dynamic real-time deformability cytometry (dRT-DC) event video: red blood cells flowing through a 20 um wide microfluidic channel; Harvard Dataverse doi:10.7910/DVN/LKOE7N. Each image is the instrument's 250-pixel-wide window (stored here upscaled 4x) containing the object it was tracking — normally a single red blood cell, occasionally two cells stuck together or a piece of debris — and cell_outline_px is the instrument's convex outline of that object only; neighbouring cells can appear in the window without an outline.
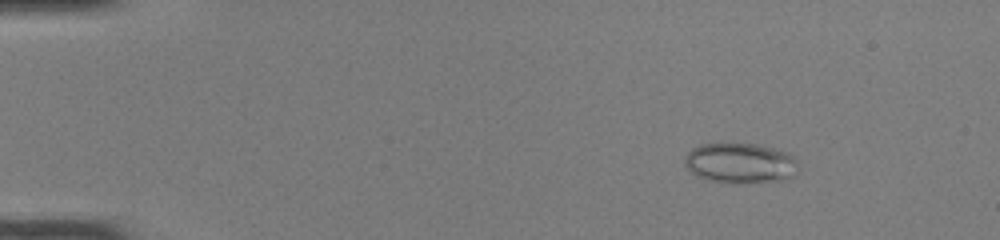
{"species": "common noctule bat (a hibernating species)", "species_latin": "Nyctalus noctula", "temperature_condition": "room temperature", "stored_images_in_passage": 45, "camera_frame_rate_fps": 3000, "um_per_image_px": 0.085, "animal": {"sex": "female", "body_mass_g": 22.0, "forearm_length_mm": 56.7}, "frame": {"image": 1, "passage_image": 2, "time_ms": 0.333, "image_size_px": [1000, 240], "cell_outline_px": [[796, 160], [788, 176], [780, 180], [736, 184], [732, 184], [708, 180], [692, 172], [684, 164], [684, 156], [692, 148], [700, 144], [756, 144], [788, 152]], "centroid_in_image_um": [62.81, 13.86], "position_along_channel_um": 22.2, "area_um2": 26.07}}
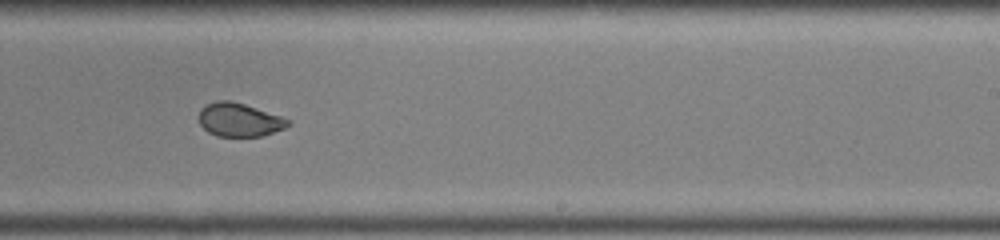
{"frame": {"image": 2, "passage_image": 27, "time_ms": 8.667, "image_size_px": [1000, 240], "cell_outline_px": [[292, 124], [284, 128], [260, 136], [216, 136], [208, 132], [200, 124], [200, 108], [216, 100], [232, 100], [280, 116], [288, 120]], "centroid_in_image_um": [20.31, 10.18], "position_along_channel_um": 268.7, "area_um2": 17.17}}
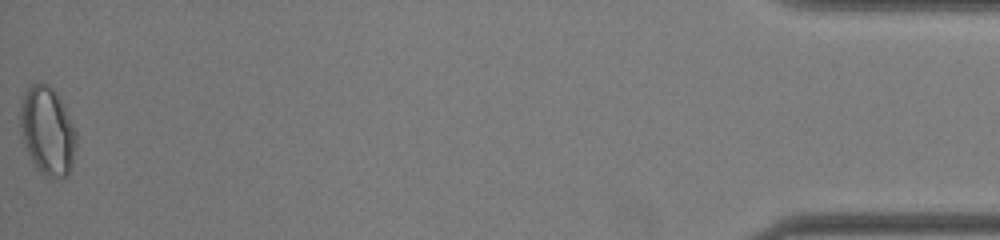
{"frame": {"image": 3, "passage_image": 45, "time_ms": 14.667, "image_size_px": [1000, 240], "cell_outline_px": [[76, 144], [72, 164], [68, 176], [56, 180], [40, 172], [36, 168], [24, 144], [20, 124], [20, 108], [24, 92], [32, 84], [48, 84], [56, 92], [76, 132]], "centroid_in_image_um": [4.03, 11.17], "position_along_channel_um": 431.2, "area_um2": 28.5}, "authors_computed_cell_mechanics": {"area_um2": 20.4034, "velocity_mm_per_s": 4.1226, "shape_relaxation_time_tau1_ms": null, "shape_relaxation_time_tau2_ms": 1.0404, "deformation_change_tau1": null, "deformation_change_tau2": 0.0398}}